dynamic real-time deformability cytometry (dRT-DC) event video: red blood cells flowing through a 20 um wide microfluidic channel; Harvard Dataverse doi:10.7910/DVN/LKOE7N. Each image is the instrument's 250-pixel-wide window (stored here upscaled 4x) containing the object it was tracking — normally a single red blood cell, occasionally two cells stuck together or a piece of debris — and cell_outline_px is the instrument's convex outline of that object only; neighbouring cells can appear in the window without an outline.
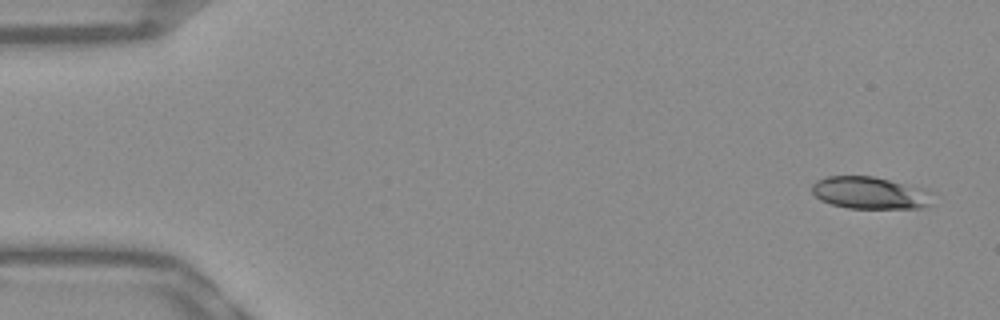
{"species": "Egyptian fruit bat (a non-hibernating species)", "species_latin": "Rousettus aegyptiacus", "temperature_condition": "warm", "stored_images_in_passage": 51, "camera_frame_rate_fps": 3000, "um_per_image_px": 0.085, "frame": {"image": 1, "passage_image": 1, "time_ms": 0.0, "image_size_px": [1000, 320], "cell_outline_px": [[936, 192], [932, 204], [920, 208], [848, 208], [832, 204], [820, 200], [812, 192], [812, 184], [816, 180], [828, 176], [872, 176], [924, 188]], "centroid_in_image_um": [74.01, 16.4], "position_along_channel_um": 11.0, "area_um2": 22.95}}
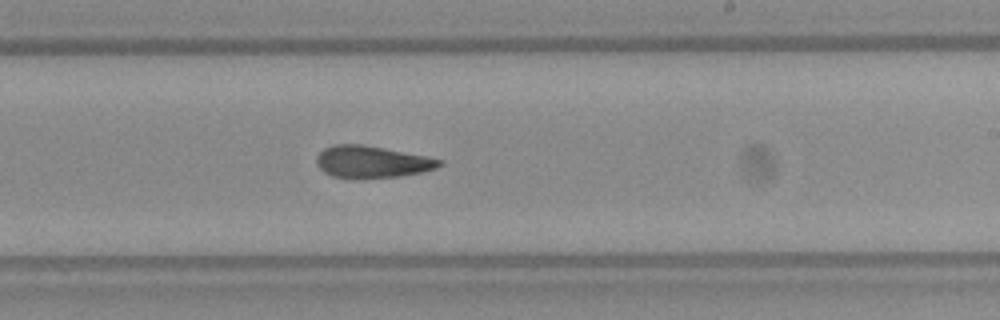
{"frame": {"image": 2, "passage_image": 30, "time_ms": 9.667, "image_size_px": [1000, 320], "cell_outline_px": [[444, 164], [436, 168], [420, 172], [400, 176], [332, 176], [324, 172], [316, 164], [316, 156], [324, 148], [332, 144], [360, 144], [384, 148], [444, 160]], "centroid_in_image_um": [31.6, 13.72], "position_along_channel_um": 257.4, "area_um2": 22.2}}
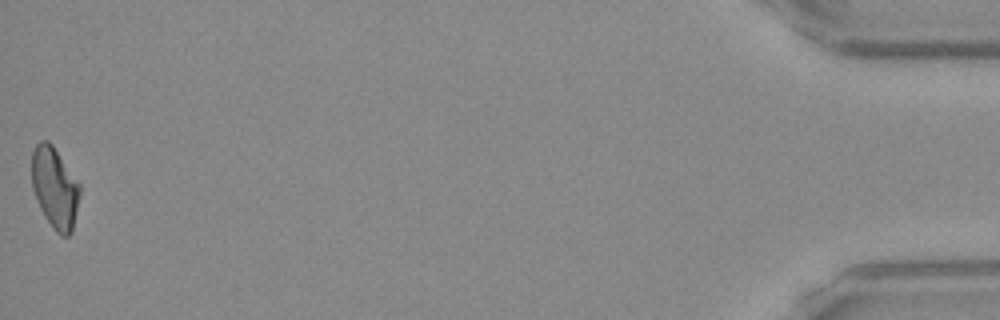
{"frame": {"image": 3, "passage_image": 51, "time_ms": 16.667, "image_size_px": [1000, 320], "cell_outline_px": [[80, 192], [72, 232], [68, 236], [60, 236], [52, 228], [44, 216], [36, 200], [32, 188], [32, 152], [36, 144], [40, 140], [48, 140], [52, 144], [80, 184]], "centroid_in_image_um": [4.65, 15.97], "position_along_channel_um": 430.6, "area_um2": 22.77}, "authors_computed_cell_mechanics": {"area_um2": 22.9466, "velocity_mm_per_s": 3.863, "shape_relaxation_time_tau1_ms": null, "shape_relaxation_time_tau2_ms": 3.6669, "deformation_change_tau1": null, "deformation_change_tau2": 0.122}}